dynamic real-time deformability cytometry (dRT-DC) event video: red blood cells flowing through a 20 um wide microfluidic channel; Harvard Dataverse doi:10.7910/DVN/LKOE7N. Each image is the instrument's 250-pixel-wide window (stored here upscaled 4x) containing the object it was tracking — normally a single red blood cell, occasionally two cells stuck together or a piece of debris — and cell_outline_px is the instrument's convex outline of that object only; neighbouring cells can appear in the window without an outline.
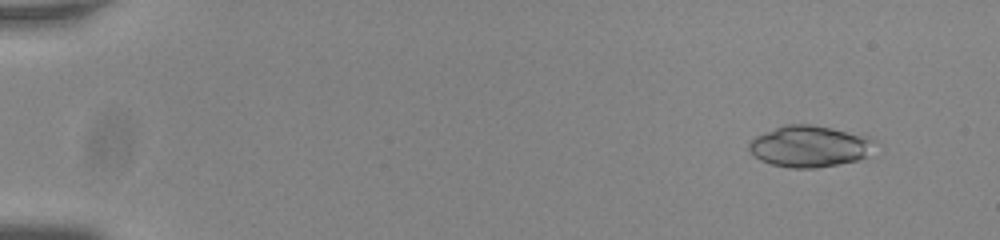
{"species": "common noctule bat (a hibernating species)", "species_latin": "Nyctalus noctula", "temperature_condition": "room temperature", "stored_images_in_passage": 56, "camera_frame_rate_fps": 3000, "um_per_image_px": 0.085, "animal": {"sex": "male", "body_mass_g": 20.0, "forearm_length_mm": 53.3}, "frame": {"image": 1, "passage_image": 6, "time_ms": 1.667, "image_size_px": [1000, 240], "cell_outline_px": [[876, 140], [868, 156], [860, 160], [816, 168], [788, 168], [772, 164], [760, 160], [748, 148], [748, 144], [756, 136], [764, 132], [784, 124], [808, 124], [832, 128], [868, 136]], "centroid_in_image_um": [68.83, 12.44], "position_along_channel_um": 16.2, "area_um2": 30.4}}